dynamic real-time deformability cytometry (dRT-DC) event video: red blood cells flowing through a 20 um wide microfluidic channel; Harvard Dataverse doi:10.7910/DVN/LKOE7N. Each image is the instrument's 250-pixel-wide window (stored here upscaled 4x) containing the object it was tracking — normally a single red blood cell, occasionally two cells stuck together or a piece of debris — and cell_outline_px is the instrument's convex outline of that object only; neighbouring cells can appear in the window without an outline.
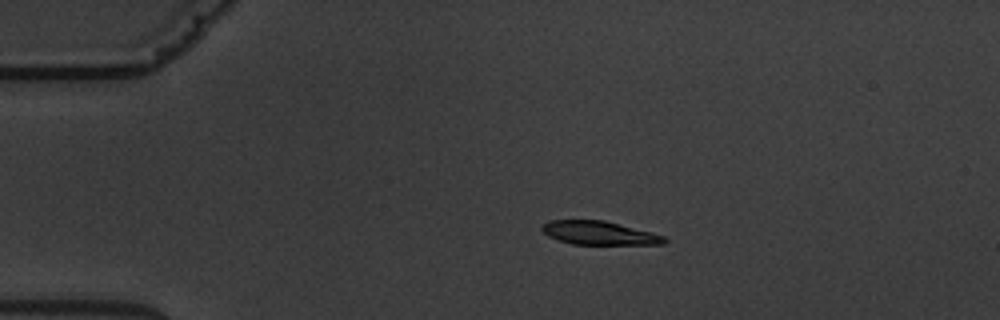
{"species": "common noctule bat (a hibernating species)", "species_latin": "Nyctalus noctula", "temperature_condition": "warm", "stored_images_in_passage": 7, "camera_frame_rate_fps": 3000, "um_per_image_px": 0.085, "animal": {"sex": "male", "body_mass_g": 19.5, "forearm_length_mm": 54.6}, "frame": {"image": 1, "passage_image": 4, "time_ms": 3.333, "image_size_px": [1000, 320], "cell_outline_px": [[668, 240], [664, 244], [572, 244], [548, 236], [540, 228], [544, 224], [552, 220], [604, 220], [652, 232], [664, 236]], "centroid_in_image_um": [50.95, 19.8], "position_along_channel_um": 34.0, "area_um2": 16.65}}
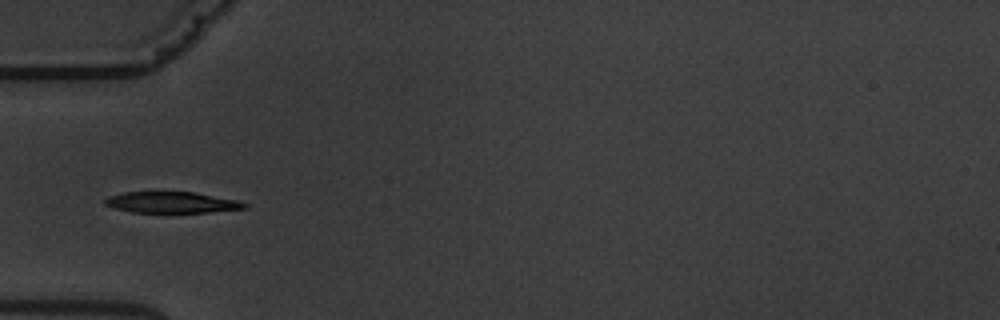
{"frame": {"image": 2, "passage_image": 6, "time_ms": 5.667, "image_size_px": [1000, 320], "cell_outline_px": [[248, 208], [208, 212], [132, 212], [116, 208], [104, 204], [104, 200], [108, 196], [124, 192], [192, 192], [240, 200], [248, 204]], "centroid_in_image_um": [14.63, 17.2], "position_along_channel_um": 70.4, "area_um2": 17.11}}